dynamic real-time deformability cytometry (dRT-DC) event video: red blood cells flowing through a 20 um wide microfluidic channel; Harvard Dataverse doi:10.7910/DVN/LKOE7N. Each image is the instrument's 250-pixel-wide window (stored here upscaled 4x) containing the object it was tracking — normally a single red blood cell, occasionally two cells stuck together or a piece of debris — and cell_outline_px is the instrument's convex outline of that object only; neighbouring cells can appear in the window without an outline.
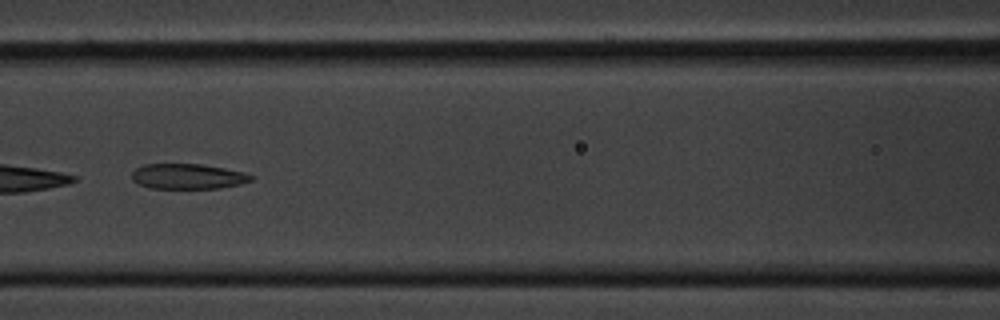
{"species": "common noctule bat (a hibernating species)", "species_latin": "Nyctalus noctula", "temperature_condition": "cold", "stored_images_in_passage": 38, "camera_frame_rate_fps": 3000, "um_per_image_px": 0.085, "animal": {"sex": "male", "body_mass_g": 20.1, "forearm_length_mm": 53.5}, "frame": {"image": 1, "passage_image": 23, "time_ms": 7.333, "image_size_px": [1000, 320], "cell_outline_px": [[252, 180], [240, 184], [220, 188], [148, 188], [132, 180], [132, 172], [136, 168], [144, 164], [200, 164], [224, 168], [244, 172], [252, 176]], "centroid_in_image_um": [15.94, 14.99], "position_along_channel_um": 150.7, "area_um2": 17.46}}
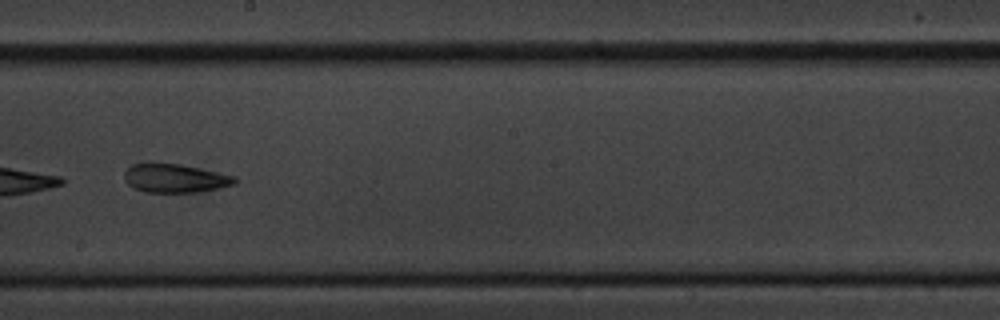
{"frame": {"image": 2, "passage_image": 30, "time_ms": 9.667, "image_size_px": [1000, 320], "cell_outline_px": [[240, 180], [236, 184], [220, 188], [196, 192], [144, 192], [132, 188], [124, 180], [124, 172], [132, 164], [180, 164], [236, 176]], "centroid_in_image_um": [14.91, 15.17], "position_along_channel_um": 233.3, "area_um2": 18.44}}
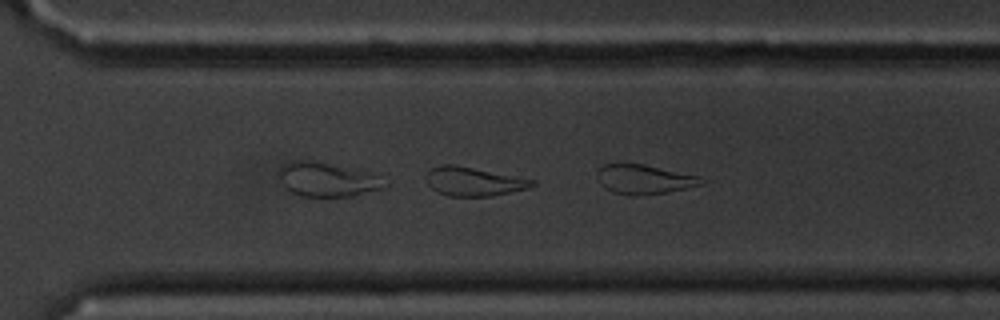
{"frame": {"image": 3, "passage_image": 37, "time_ms": 12.0, "image_size_px": [1000, 320], "cell_outline_px": [[536, 184], [528, 188], [492, 196], [448, 196], [436, 192], [428, 184], [424, 176], [432, 168], [444, 164], [456, 164], [536, 180]], "centroid_in_image_um": [40.25, 15.42], "position_along_channel_um": 330.4, "area_um2": 17.92}}